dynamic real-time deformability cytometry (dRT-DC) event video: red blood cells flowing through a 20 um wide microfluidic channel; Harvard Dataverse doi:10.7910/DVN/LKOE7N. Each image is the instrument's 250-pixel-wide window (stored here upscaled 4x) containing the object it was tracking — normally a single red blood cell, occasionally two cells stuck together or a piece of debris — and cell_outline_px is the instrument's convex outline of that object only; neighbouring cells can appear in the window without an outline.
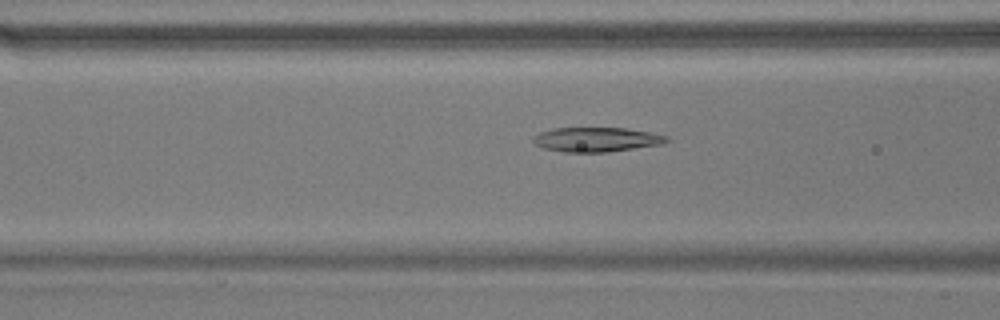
{"species": "common noctule bat (a hibernating species)", "species_latin": "Nyctalus noctula", "temperature_condition": "warm", "stored_images_in_passage": 44, "camera_frame_rate_fps": 3000, "um_per_image_px": 0.085, "animal": {"sex": "male", "body_mass_g": 17.9}, "frame": {"image": 1, "passage_image": 11, "time_ms": 3.333, "image_size_px": [1000, 320], "cell_outline_px": [[668, 140], [664, 144], [608, 152], [564, 152], [544, 148], [536, 144], [532, 140], [532, 136], [540, 132], [552, 128], [624, 128], [648, 132], [668, 136]], "centroid_in_image_um": [50.68, 11.86], "position_along_channel_um": 115.9, "area_um2": 19.02}}
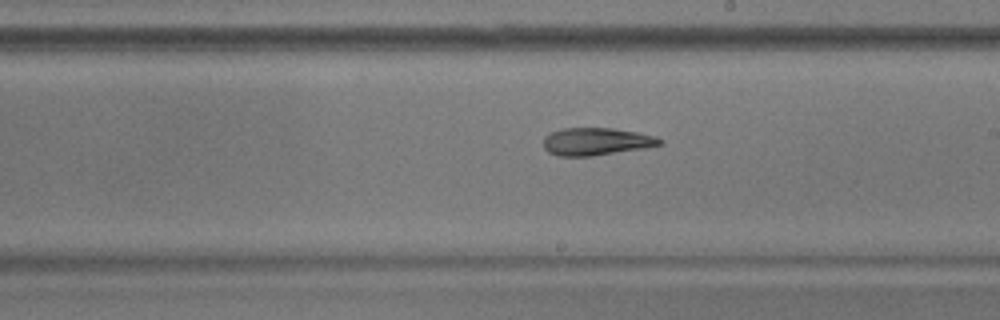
{"frame": {"image": 2, "passage_image": 21, "time_ms": 6.667, "image_size_px": [1000, 320], "cell_outline_px": [[664, 144], [644, 148], [592, 156], [556, 156], [548, 152], [544, 148], [544, 136], [552, 132], [564, 128], [612, 128], [636, 132], [656, 136], [664, 140]], "centroid_in_image_um": [50.7, 12.03], "position_along_channel_um": 238.3, "area_um2": 18.73}}
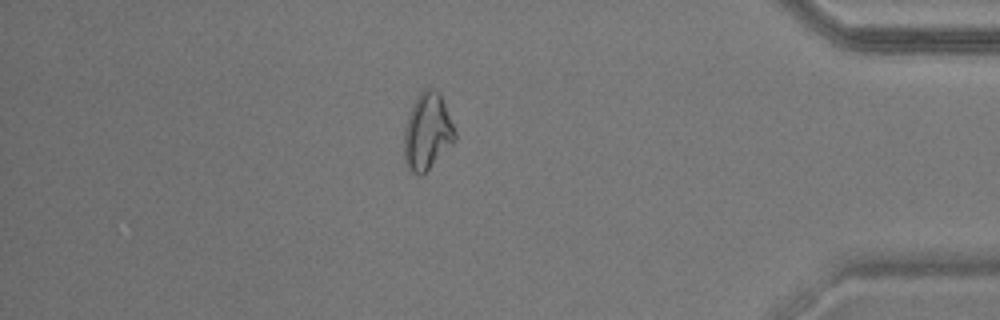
{"frame": {"image": 3, "passage_image": 37, "time_ms": 12.0, "image_size_px": [1000, 320], "cell_outline_px": [[456, 140], [420, 176], [416, 176], [408, 168], [404, 160], [404, 128], [412, 104], [420, 92], [424, 88], [432, 88], [440, 92], [456, 132]], "centroid_in_image_um": [36.31, 11.17], "position_along_channel_um": 398.9, "area_um2": 22.66}, "authors_computed_cell_mechanics": {"area_um2": 19.7676, "velocity_mm_per_s": 3.6698, "shape_relaxation_time_tau1_ms": null, "shape_relaxation_time_tau2_ms": 8.9352, "deformation_change_tau1": null, "deformation_change_tau2": 0.1943}}